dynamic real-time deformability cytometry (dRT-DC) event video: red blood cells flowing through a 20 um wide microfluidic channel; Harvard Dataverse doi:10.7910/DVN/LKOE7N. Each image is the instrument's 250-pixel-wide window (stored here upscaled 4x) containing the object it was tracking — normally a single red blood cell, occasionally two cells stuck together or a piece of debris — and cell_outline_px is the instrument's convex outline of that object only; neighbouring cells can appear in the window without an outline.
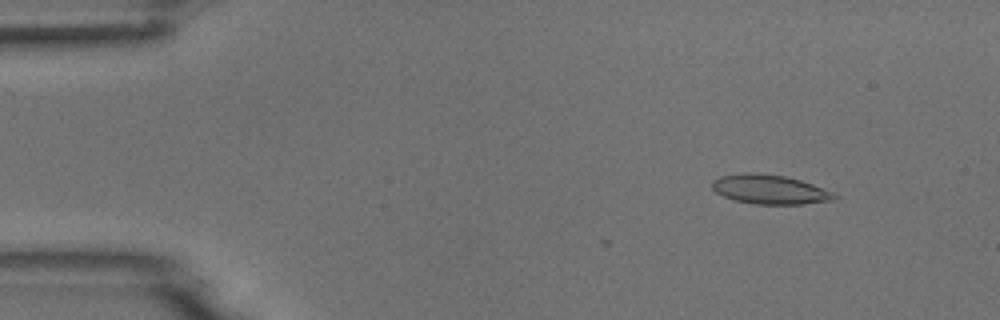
{"species": "common noctule bat (a hibernating species)", "species_latin": "Nyctalus noctula", "temperature_condition": "room temperature", "stored_images_in_passage": 9, "camera_frame_rate_fps": 3000, "um_per_image_px": 0.085, "animal": {"sex": "male", "body_mass_g": 18.8}, "frame": {"image": 1, "passage_image": 2, "time_ms": 1.0, "image_size_px": [1000, 320], "cell_outline_px": [[840, 196], [836, 200], [804, 204], [752, 204], [736, 200], [724, 196], [716, 192], [712, 188], [712, 180], [720, 176], [748, 172], [784, 176], [800, 180], [836, 192]], "centroid_in_image_um": [65.49, 16.11], "position_along_channel_um": 19.5, "area_um2": 20.98}}
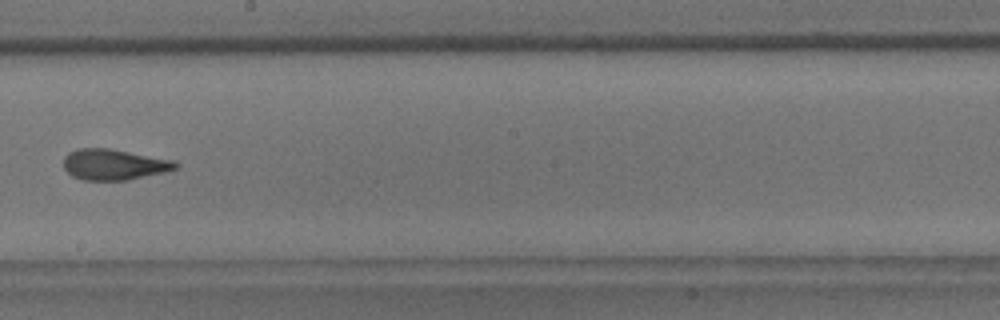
{"frame": {"image": 2, "passage_image": 9, "time_ms": 9.0, "image_size_px": [1000, 320], "cell_outline_px": [[180, 168], [164, 172], [128, 180], [84, 180], [72, 176], [64, 168], [64, 156], [68, 152], [80, 148], [108, 148], [176, 160], [180, 164]], "centroid_in_image_um": [9.73, 13.98], "position_along_channel_um": 238.5, "area_um2": 20.29}}